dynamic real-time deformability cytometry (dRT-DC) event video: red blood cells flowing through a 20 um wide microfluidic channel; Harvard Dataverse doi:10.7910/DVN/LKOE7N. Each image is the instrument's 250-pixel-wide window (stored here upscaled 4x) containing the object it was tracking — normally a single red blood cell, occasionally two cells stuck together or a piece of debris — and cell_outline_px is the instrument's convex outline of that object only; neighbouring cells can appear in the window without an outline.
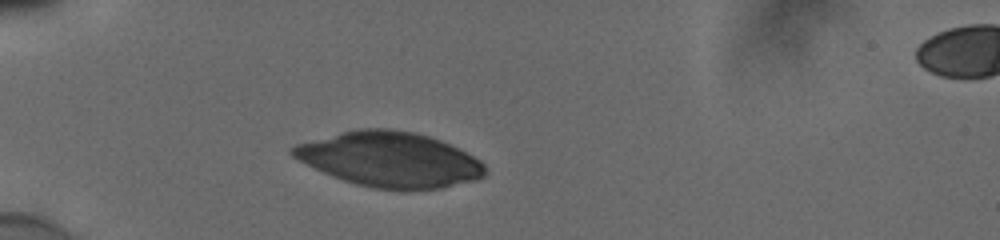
{"species": "human", "species_latin": "Homo sapiens", "temperature_condition": "cold", "stored_images_in_passage": 32, "camera_frame_rate_fps": 3000, "um_per_image_px": 0.085, "donor": {"sex": "male"}, "frame": {"image": 1, "passage_image": 1, "time_ms": 0.0, "image_size_px": [1000, 240], "cell_outline_px": [[484, 176], [476, 180], [444, 188], [412, 192], [400, 192], [372, 188], [356, 184], [332, 176], [292, 156], [288, 152], [288, 148], [296, 144], [360, 128], [388, 128], [416, 132], [440, 140], [480, 160], [484, 164]], "centroid_in_image_um": [33.15, 13.59], "position_along_channel_um": 51.9, "area_um2": 61.85}}
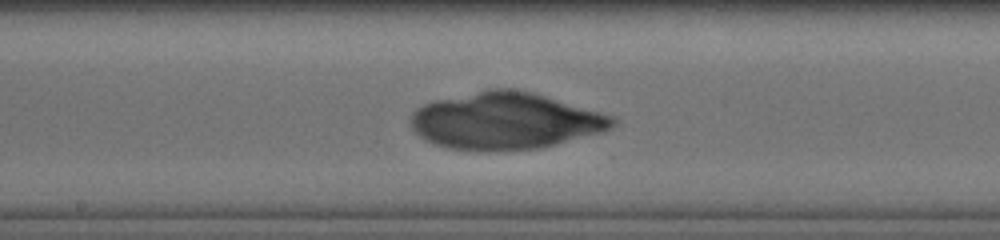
{"frame": {"image": 2, "passage_image": 15, "time_ms": 4.667, "image_size_px": [1000, 240], "cell_outline_px": [[616, 124], [612, 128], [600, 132], [556, 144], [540, 148], [484, 152], [448, 148], [424, 140], [412, 128], [412, 112], [416, 108], [424, 104], [436, 100], [488, 88], [512, 88], [532, 92], [612, 116], [616, 120]], "centroid_in_image_um": [42.91, 10.28], "position_along_channel_um": 205.3, "area_um2": 66.7}}
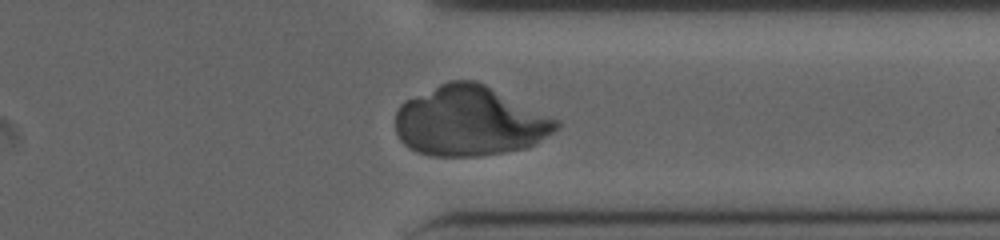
{"frame": {"image": 3, "passage_image": 28, "time_ms": 9.0, "image_size_px": [1000, 240], "cell_outline_px": [[560, 128], [536, 144], [528, 148], [480, 156], [432, 156], [416, 152], [408, 148], [400, 140], [396, 132], [396, 112], [400, 104], [404, 100], [448, 80], [476, 80], [560, 120]], "centroid_in_image_um": [39.93, 10.3], "position_along_channel_um": 371.5, "area_um2": 66.01}}